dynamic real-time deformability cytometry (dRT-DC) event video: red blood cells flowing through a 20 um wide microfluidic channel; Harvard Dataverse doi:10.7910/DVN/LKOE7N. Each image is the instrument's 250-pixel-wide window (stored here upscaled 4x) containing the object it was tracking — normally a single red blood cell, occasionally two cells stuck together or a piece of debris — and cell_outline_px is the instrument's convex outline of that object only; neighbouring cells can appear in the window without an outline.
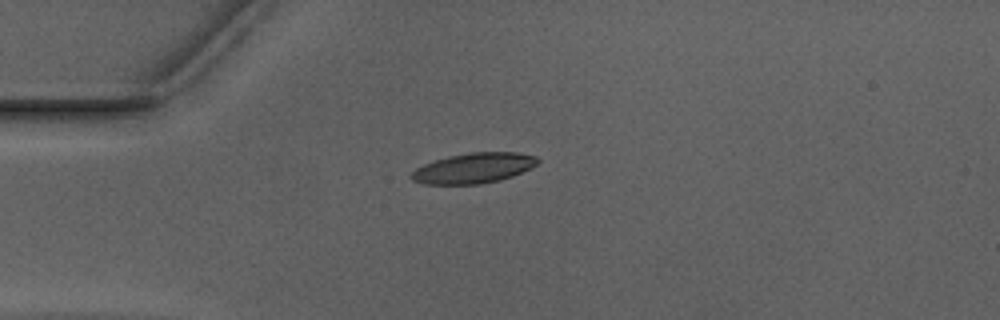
{"species": "Egyptian fruit bat (a non-hibernating species)", "species_latin": "Rousettus aegyptiacus", "temperature_condition": "warm", "stored_images_in_passage": 40, "camera_frame_rate_fps": 3000, "um_per_image_px": 0.085, "animal": {"sex": "male"}, "frame": {"image": 1, "passage_image": 1, "time_ms": 0.0, "image_size_px": [1000, 320], "cell_outline_px": [[540, 160], [536, 164], [512, 176], [500, 180], [480, 184], [424, 184], [412, 180], [408, 176], [416, 168], [424, 164], [448, 156], [468, 152], [516, 152], [536, 156]], "centroid_in_image_um": [40.22, 14.28], "position_along_channel_um": 44.8, "area_um2": 22.2}}
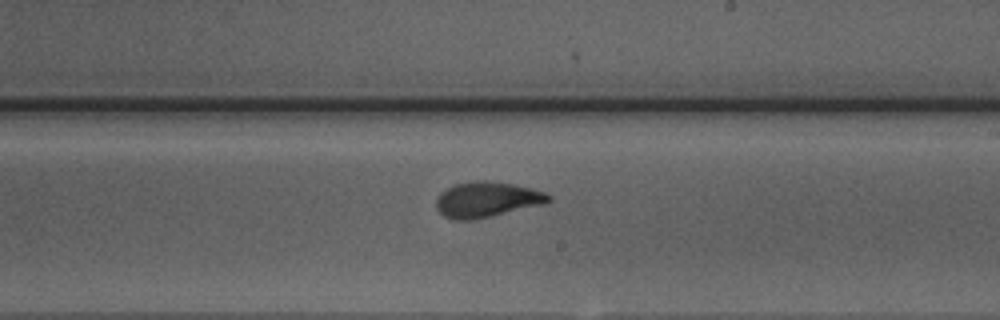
{"frame": {"image": 2, "passage_image": 18, "time_ms": 5.667, "image_size_px": [1000, 320], "cell_outline_px": [[552, 200], [544, 204], [472, 220], [452, 220], [444, 216], [436, 208], [436, 200], [440, 192], [456, 184], [472, 180], [484, 180], [512, 184], [532, 188], [544, 192], [552, 196]], "centroid_in_image_um": [41.38, 16.96], "position_along_channel_um": 247.6, "area_um2": 23.18}}
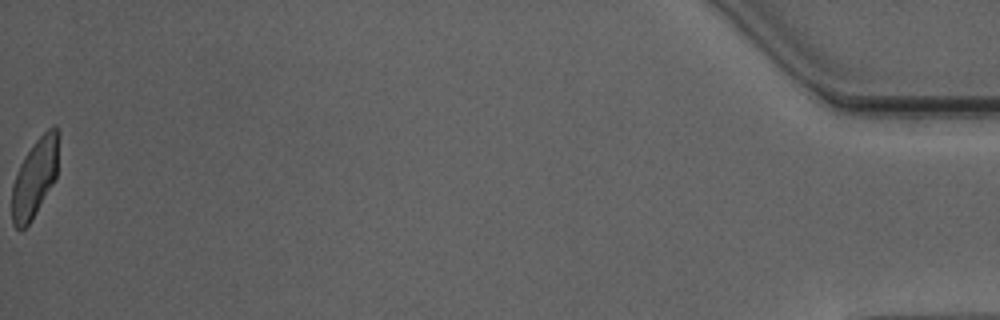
{"frame": {"image": 3, "passage_image": 40, "time_ms": 13.0, "image_size_px": [1000, 320], "cell_outline_px": [[60, 132], [56, 176], [52, 184], [32, 220], [24, 228], [16, 228], [12, 224], [12, 184], [20, 164], [24, 156], [36, 140], [52, 124]], "centroid_in_image_um": [2.97, 15.07], "position_along_channel_um": 432.2, "area_um2": 21.33}, "authors_computed_cell_mechanics": {"area_um2": 22.4553, "velocity_mm_per_s": 3.942, "shape_relaxation_time_tau1_ms": 4.033, "shape_relaxation_time_tau2_ms": 1.4554, "deformation_change_tau1": 0.1794, "deformation_change_tau2": 0.0855}}